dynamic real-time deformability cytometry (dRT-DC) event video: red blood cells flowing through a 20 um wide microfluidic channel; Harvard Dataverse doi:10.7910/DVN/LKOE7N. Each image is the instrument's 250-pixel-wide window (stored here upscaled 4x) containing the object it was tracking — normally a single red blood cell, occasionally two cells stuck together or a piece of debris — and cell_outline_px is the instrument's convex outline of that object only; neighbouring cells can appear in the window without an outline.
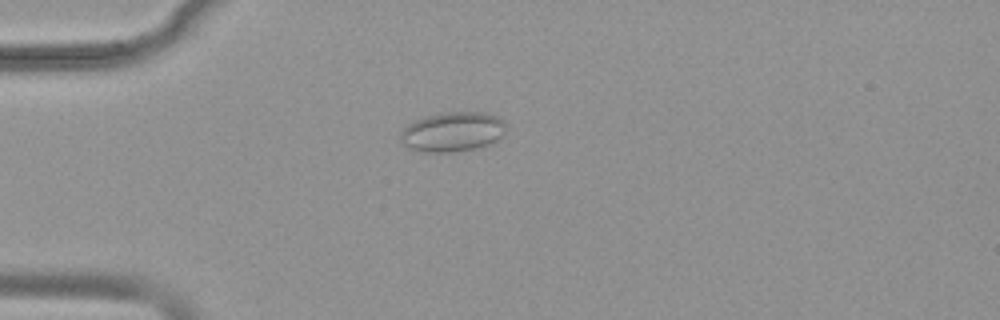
{"species": "common noctule bat (a hibernating species)", "species_latin": "Nyctalus noctula", "temperature_condition": "warm", "stored_images_in_passage": 54, "camera_frame_rate_fps": 3000, "um_per_image_px": 0.085, "animal": {"sex": "female", "body_mass_g": 19.9}, "frame": {"image": 1, "passage_image": 15, "time_ms": 4.667, "image_size_px": [1000, 320], "cell_outline_px": [[504, 132], [492, 144], [476, 148], [452, 152], [424, 152], [408, 148], [400, 144], [400, 132], [408, 124], [424, 116], [444, 112], [484, 112], [496, 116], [504, 120]], "centroid_in_image_um": [38.43, 11.21], "position_along_channel_um": 46.6, "area_um2": 24.57}}
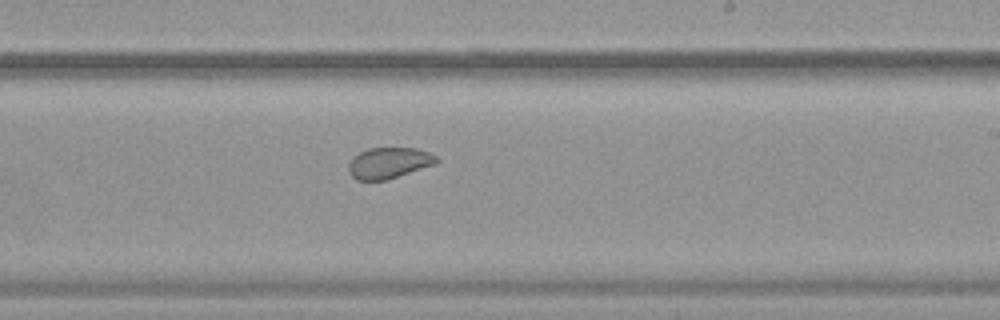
{"frame": {"image": 2, "passage_image": 33, "time_ms": 10.667, "image_size_px": [1000, 320], "cell_outline_px": [[440, 160], [436, 164], [388, 180], [356, 180], [348, 172], [348, 164], [352, 156], [368, 148], [416, 148], [428, 152], [436, 156]], "centroid_in_image_um": [33.05, 13.85], "position_along_channel_um": 256.0, "area_um2": 16.13}}
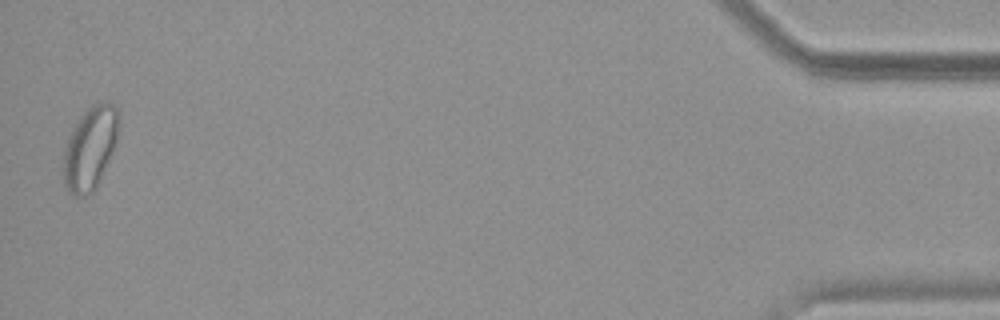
{"frame": {"image": 3, "passage_image": 53, "time_ms": 17.333, "image_size_px": [1000, 320], "cell_outline_px": [[120, 120], [116, 140], [100, 180], [96, 188], [92, 192], [84, 196], [72, 196], [68, 192], [64, 184], [64, 148], [68, 136], [84, 112], [88, 108], [96, 104], [112, 104], [120, 112]], "centroid_in_image_um": [7.65, 12.62], "position_along_channel_um": 427.6, "area_um2": 26.3}, "authors_computed_cell_mechanics": {"area_um2": 22.3108, "velocity_mm_per_s": 3.8314, "shape_relaxation_time_tau1_ms": null, "shape_relaxation_time_tau2_ms": 1.4242, "deformation_change_tau1": null, "deformation_change_tau2": 0.0555}}